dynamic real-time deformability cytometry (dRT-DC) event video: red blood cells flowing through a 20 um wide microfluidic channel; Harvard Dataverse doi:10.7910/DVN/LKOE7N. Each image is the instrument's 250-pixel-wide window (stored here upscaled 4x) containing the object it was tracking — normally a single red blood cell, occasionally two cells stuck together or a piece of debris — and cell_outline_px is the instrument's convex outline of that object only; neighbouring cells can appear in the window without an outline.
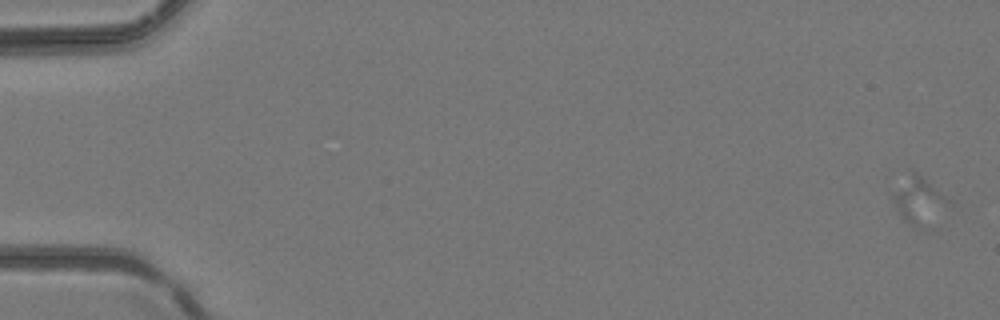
{"species": "common noctule bat (a hibernating species)", "species_latin": "Nyctalus noctula", "temperature_condition": "room temperature", "stored_images_in_passage": 4, "camera_frame_rate_fps": 3000, "um_per_image_px": 0.085, "animal": {"sex": "female", "body_mass_g": 24.6, "forearm_length_mm": 56.2}, "frame": {"image": 1, "passage_image": 1, "time_ms": 0.0, "image_size_px": [1000, 320], "cell_outline_px": [[952, 200], [920, 228], [912, 228], [904, 220], [892, 200], [892, 192], [908, 168], [912, 168]], "centroid_in_image_um": [78.01, 16.92], "position_along_channel_um": 7.0, "area_um2": 14.97}}
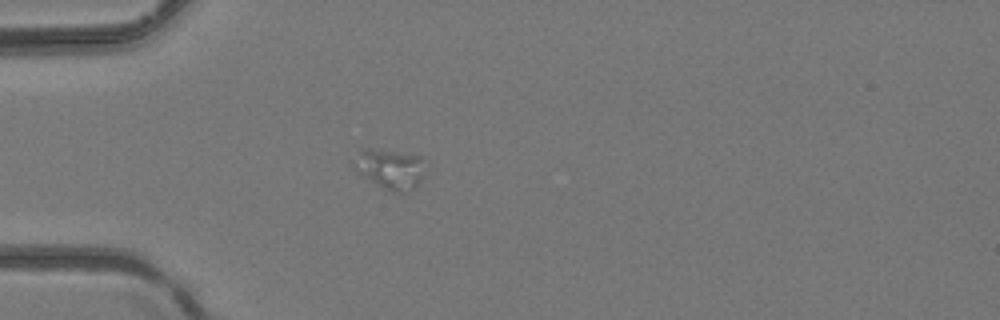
{"frame": {"image": 2, "passage_image": 4, "time_ms": 1.0, "image_size_px": [1000, 320], "cell_outline_px": [[424, 156], [420, 180], [412, 188], [404, 192], [392, 192], [360, 176], [352, 168], [352, 160], [360, 148], [372, 148]], "centroid_in_image_um": [33.05, 14.32], "position_along_channel_um": 52.0, "area_um2": 16.76}}